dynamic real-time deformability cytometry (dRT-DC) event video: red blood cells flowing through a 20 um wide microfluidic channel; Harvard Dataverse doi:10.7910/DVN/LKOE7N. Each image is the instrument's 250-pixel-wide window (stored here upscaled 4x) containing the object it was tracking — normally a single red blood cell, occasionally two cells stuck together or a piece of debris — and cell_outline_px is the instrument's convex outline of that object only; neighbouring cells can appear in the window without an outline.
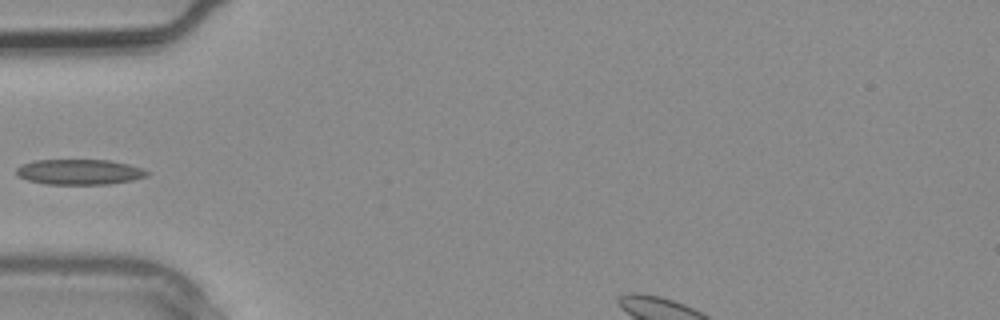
{"species": "common noctule bat (a hibernating species)", "species_latin": "Nyctalus noctula", "temperature_condition": "warm", "stored_images_in_passage": 3, "camera_frame_rate_fps": 3000, "um_per_image_px": 0.085, "animal": {"sex": "male", "body_mass_g": 20.4}, "frame": {"image": 1, "passage_image": 3, "time_ms": 0.667, "image_size_px": [1000, 320], "cell_outline_px": [[148, 176], [132, 180], [108, 184], [44, 184], [28, 180], [20, 176], [16, 172], [16, 168], [20, 164], [32, 160], [108, 160], [128, 164], [140, 168], [148, 172]], "centroid_in_image_um": [6.71, 14.61], "position_along_channel_um": 78.3, "area_um2": 19.25}}